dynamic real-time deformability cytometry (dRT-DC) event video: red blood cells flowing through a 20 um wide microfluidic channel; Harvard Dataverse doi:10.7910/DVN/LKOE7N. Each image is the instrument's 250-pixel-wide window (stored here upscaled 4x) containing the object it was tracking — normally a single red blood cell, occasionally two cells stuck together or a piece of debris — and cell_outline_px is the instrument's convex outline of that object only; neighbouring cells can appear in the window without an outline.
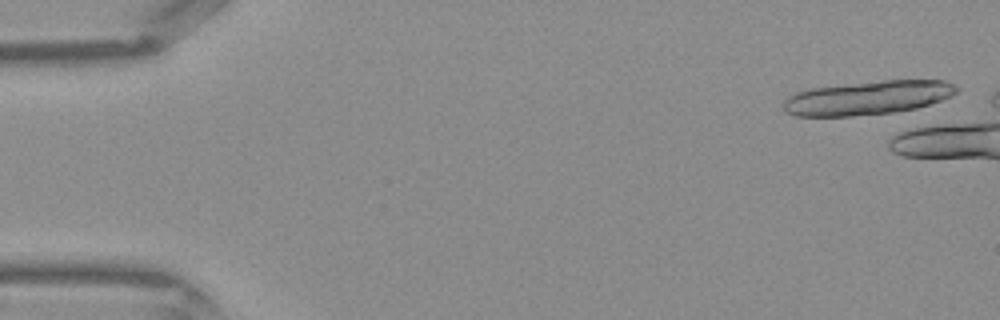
{"species": "Egyptian fruit bat (a non-hibernating species)", "species_latin": "Rousettus aegyptiacus", "temperature_condition": "warm", "stored_images_in_passage": 2, "camera_frame_rate_fps": 3000, "um_per_image_px": 0.085, "frame": {"image": 1, "passage_image": 1, "time_ms": 0.0, "image_size_px": [1000, 320], "cell_outline_px": [[960, 88], [952, 96], [916, 108], [896, 112], [852, 116], [796, 116], [784, 112], [780, 104], [788, 96], [796, 92], [812, 88], [880, 80], [944, 80], [956, 84]], "centroid_in_image_um": [73.74, 8.31], "position_along_channel_um": 11.3, "area_um2": 34.45}}